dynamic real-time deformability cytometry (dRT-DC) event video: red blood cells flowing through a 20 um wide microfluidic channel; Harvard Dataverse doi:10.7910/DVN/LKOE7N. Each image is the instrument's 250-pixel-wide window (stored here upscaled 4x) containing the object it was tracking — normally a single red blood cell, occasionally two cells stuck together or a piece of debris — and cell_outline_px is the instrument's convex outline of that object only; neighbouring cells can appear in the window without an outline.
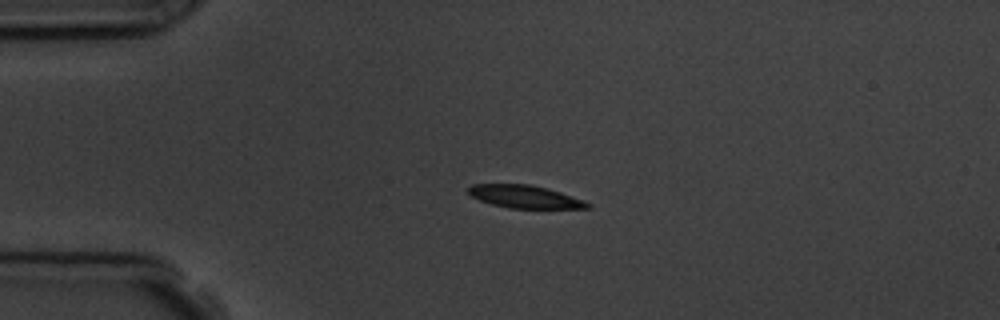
{"species": "common noctule bat (a hibernating species)", "species_latin": "Nyctalus noctula", "temperature_condition": "room temperature", "stored_images_in_passage": 4, "camera_frame_rate_fps": 3000, "um_per_image_px": 0.085, "animal": {"sex": "male", "body_mass_g": 19.5, "forearm_length_mm": 54.6}, "frame": {"image": 1, "passage_image": 3, "time_ms": 2.333, "image_size_px": [1000, 320], "cell_outline_px": [[592, 208], [508, 208], [492, 204], [480, 200], [472, 196], [468, 192], [468, 188], [472, 184], [532, 184], [560, 192], [584, 200], [592, 204]], "centroid_in_image_um": [44.63, 16.71], "position_along_channel_um": 40.4, "area_um2": 15.78}}